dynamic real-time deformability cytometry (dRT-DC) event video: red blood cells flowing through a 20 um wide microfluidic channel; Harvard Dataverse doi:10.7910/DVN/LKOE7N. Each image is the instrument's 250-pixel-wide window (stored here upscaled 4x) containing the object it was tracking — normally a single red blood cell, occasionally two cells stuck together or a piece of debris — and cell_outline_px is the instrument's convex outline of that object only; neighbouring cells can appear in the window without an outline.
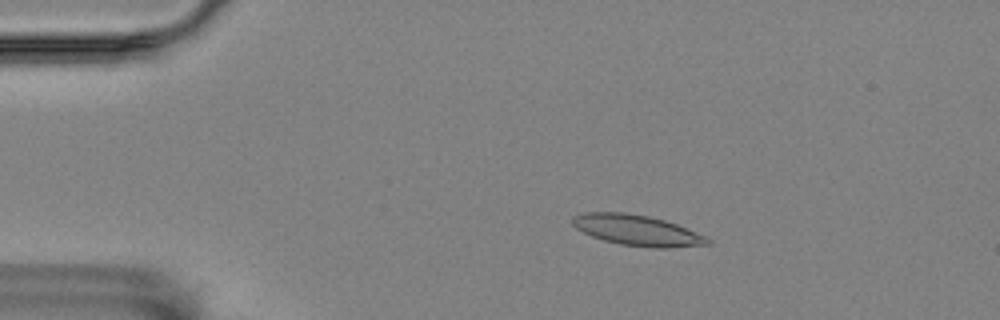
{"species": "Egyptian fruit bat (a non-hibernating species)", "species_latin": "Rousettus aegyptiacus", "temperature_condition": "room temperature", "stored_images_in_passage": 57, "camera_frame_rate_fps": 3000, "um_per_image_px": 0.085, "animal": {"sex": "female"}, "frame": {"image": 1, "passage_image": 11, "time_ms": 3.333, "image_size_px": [1000, 320], "cell_outline_px": [[712, 244], [668, 248], [652, 248], [620, 244], [604, 240], [592, 236], [576, 228], [572, 224], [572, 216], [584, 212], [624, 212], [648, 216], [664, 220], [676, 224], [708, 236], [712, 240]], "centroid_in_image_um": [54.19, 19.58], "position_along_channel_um": 30.8, "area_um2": 24.28}}
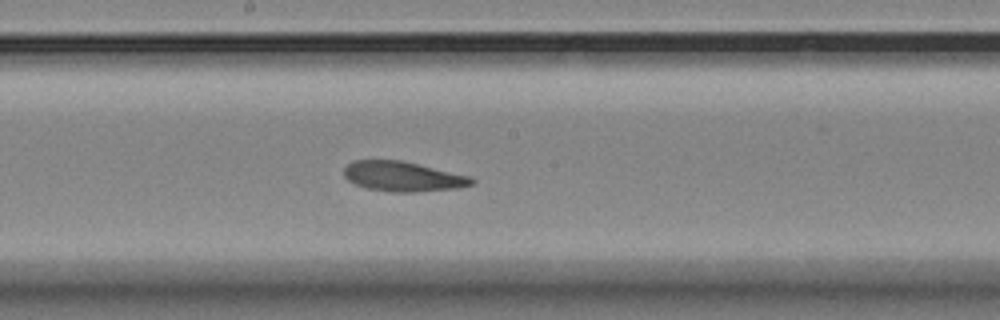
{"frame": {"image": 2, "passage_image": 31, "time_ms": 10.0, "image_size_px": [1000, 320], "cell_outline_px": [[476, 180], [472, 184], [460, 188], [416, 192], [392, 192], [368, 188], [356, 184], [348, 180], [344, 176], [344, 168], [352, 160], [400, 160], [472, 176]], "centroid_in_image_um": [34.28, 15.0], "position_along_channel_um": 213.9, "area_um2": 22.31}}
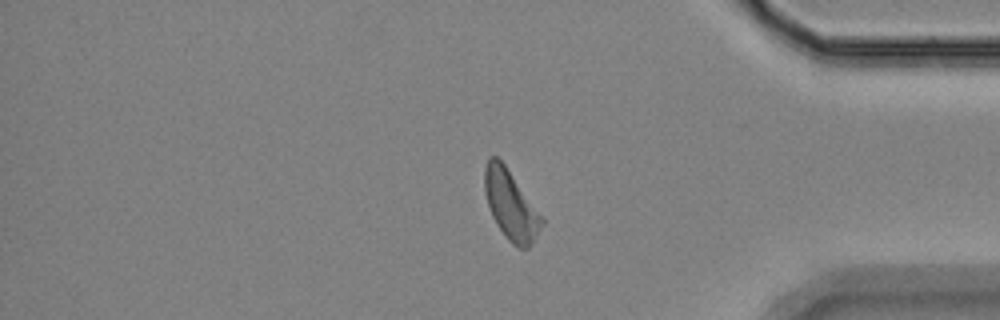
{"frame": {"image": 3, "passage_image": 48, "time_ms": 15.667, "image_size_px": [1000, 320], "cell_outline_px": [[544, 224], [532, 244], [528, 248], [520, 248], [512, 244], [508, 240], [496, 224], [492, 216], [484, 192], [484, 168], [488, 156], [496, 156], [504, 164], [544, 220]], "centroid_in_image_um": [43.39, 17.44], "position_along_channel_um": 391.8, "area_um2": 22.77}, "authors_computed_cell_mechanics": {"area_um2": 22.7732, "velocity_mm_per_s": 3.503, "shape_relaxation_time_tau1_ms": null, "shape_relaxation_time_tau2_ms": 2.4899, "deformation_change_tau1": null, "deformation_change_tau2": 0.1009}}